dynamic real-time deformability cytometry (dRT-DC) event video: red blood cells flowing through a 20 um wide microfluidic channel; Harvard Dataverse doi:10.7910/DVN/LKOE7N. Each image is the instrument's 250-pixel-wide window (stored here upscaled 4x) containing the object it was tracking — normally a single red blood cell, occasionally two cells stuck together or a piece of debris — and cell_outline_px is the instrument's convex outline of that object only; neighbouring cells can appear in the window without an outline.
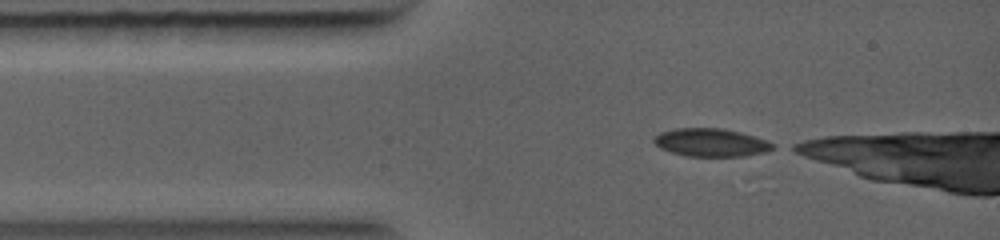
{"species": "common noctule bat (a hibernating species)", "species_latin": "Nyctalus noctula", "temperature_condition": "warm", "stored_images_in_passage": 4, "camera_frame_rate_fps": 5000, "um_per_image_px": 0.085, "animal": {"sex": "female", "body_mass_g": 19.0, "forearm_length_mm": 56.7}, "frame": {"image": 1, "passage_image": 1, "time_ms": 0.0, "image_size_px": [1000, 240], "cell_outline_px": [[776, 148], [764, 152], [744, 156], [684, 156], [660, 148], [652, 140], [660, 132], [676, 128], [724, 128], [740, 132], [768, 140], [776, 144]], "centroid_in_image_um": [60.47, 12.11], "position_along_channel_um": 24.5, "area_um2": 19.54}}